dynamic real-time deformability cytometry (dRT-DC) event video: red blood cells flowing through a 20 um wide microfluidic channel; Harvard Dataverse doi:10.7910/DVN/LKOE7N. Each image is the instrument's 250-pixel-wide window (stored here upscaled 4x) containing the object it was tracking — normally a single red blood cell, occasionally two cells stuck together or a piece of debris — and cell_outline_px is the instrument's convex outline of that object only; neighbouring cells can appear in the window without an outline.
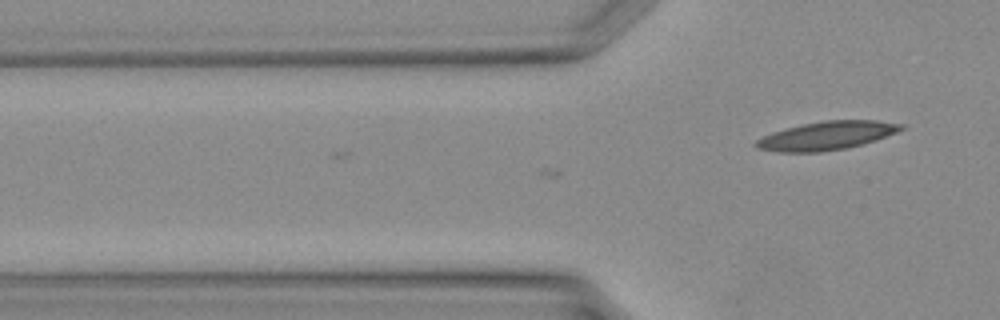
{"species": "Egyptian fruit bat (a non-hibernating species)", "species_latin": "Rousettus aegyptiacus", "temperature_condition": "warm", "stored_images_in_passage": 7, "camera_frame_rate_fps": 3000, "um_per_image_px": 0.085, "animal": {"sex": "female"}, "frame": {"image": 1, "passage_image": 7, "time_ms": 2.0, "image_size_px": [1000, 320], "cell_outline_px": [[904, 128], [896, 132], [876, 140], [864, 144], [844, 148], [820, 152], [776, 152], [756, 148], [752, 144], [756, 140], [772, 132], [804, 124], [824, 120], [876, 120], [904, 124]], "centroid_in_image_um": [70.25, 11.53], "position_along_channel_um": 55.5, "area_um2": 23.99}}